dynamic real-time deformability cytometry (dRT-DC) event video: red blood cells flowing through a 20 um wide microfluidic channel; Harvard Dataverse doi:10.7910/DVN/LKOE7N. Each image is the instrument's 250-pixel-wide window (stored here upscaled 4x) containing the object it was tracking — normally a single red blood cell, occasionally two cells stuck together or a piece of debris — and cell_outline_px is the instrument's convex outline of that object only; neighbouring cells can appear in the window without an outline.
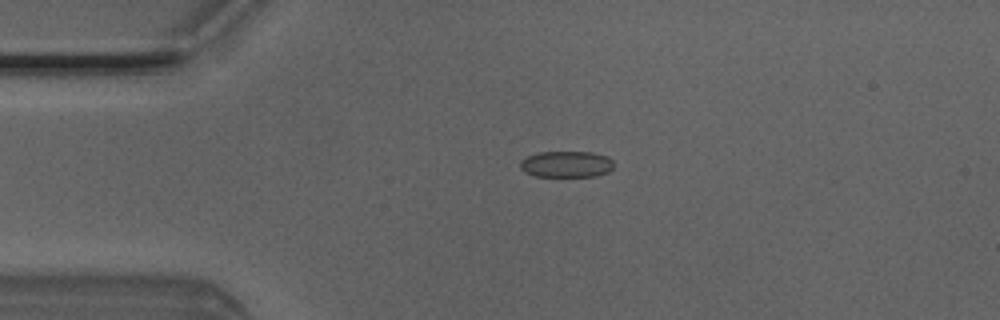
{"species": "Egyptian fruit bat (a non-hibernating species)", "species_latin": "Rousettus aegyptiacus", "temperature_condition": "room temperature", "stored_images_in_passage": 5, "camera_frame_rate_fps": 3000, "um_per_image_px": 0.085, "animal": {"sex": "male"}, "frame": {"image": 1, "passage_image": 4, "time_ms": 1.0, "image_size_px": [1000, 320], "cell_outline_px": [[612, 168], [608, 172], [596, 176], [532, 176], [524, 172], [520, 168], [520, 160], [528, 156], [540, 152], [592, 152], [608, 156], [612, 160]], "centroid_in_image_um": [48.12, 13.96], "position_along_channel_um": 36.9, "area_um2": 14.39}}